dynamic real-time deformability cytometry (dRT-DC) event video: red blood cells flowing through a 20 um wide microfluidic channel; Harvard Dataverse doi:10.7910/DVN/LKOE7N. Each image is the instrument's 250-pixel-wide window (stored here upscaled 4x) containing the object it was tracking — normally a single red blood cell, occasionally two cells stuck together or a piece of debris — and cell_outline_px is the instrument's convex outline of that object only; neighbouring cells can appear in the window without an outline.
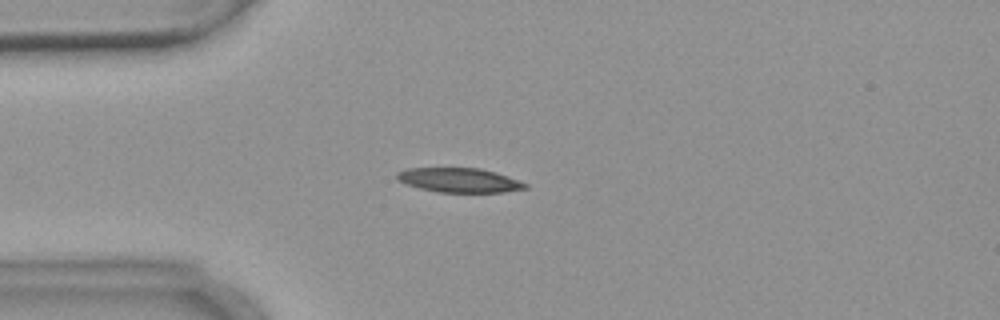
{"species": "common noctule bat (a hibernating species)", "species_latin": "Nyctalus noctula", "temperature_condition": "warm", "stored_images_in_passage": 3, "camera_frame_rate_fps": 3000, "um_per_image_px": 0.085, "animal": {"sex": "female", "body_mass_g": 18.4}, "frame": {"image": 1, "passage_image": 3, "time_ms": 2.0, "image_size_px": [1000, 320], "cell_outline_px": [[528, 188], [504, 192], [440, 192], [420, 188], [408, 184], [400, 180], [396, 176], [396, 172], [404, 168], [480, 168], [496, 172], [520, 180], [528, 184]], "centroid_in_image_um": [39.08, 15.3], "position_along_channel_um": 45.9, "area_um2": 18.21}}